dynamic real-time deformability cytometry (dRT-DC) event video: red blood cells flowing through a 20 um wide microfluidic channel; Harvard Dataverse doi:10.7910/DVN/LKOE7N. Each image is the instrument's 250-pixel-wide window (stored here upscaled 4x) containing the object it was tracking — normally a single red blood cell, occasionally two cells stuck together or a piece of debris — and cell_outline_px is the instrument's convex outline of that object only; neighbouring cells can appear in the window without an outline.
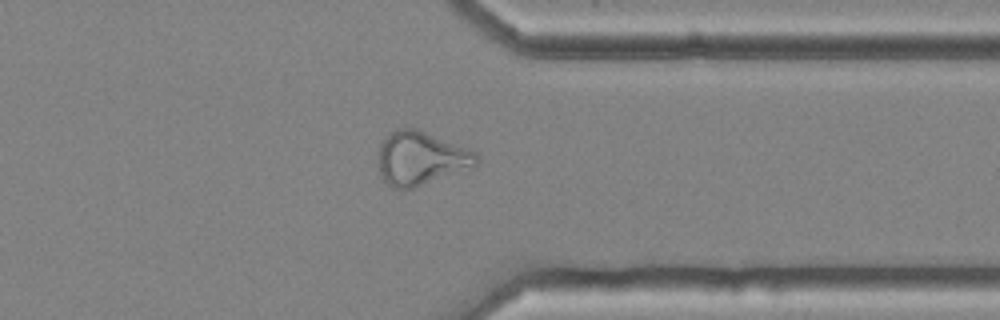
{"species": "common noctule bat (a hibernating species)", "species_latin": "Nyctalus noctula", "temperature_condition": "cold", "stored_images_in_passage": 43, "camera_frame_rate_fps": 3000, "um_per_image_px": 0.085, "animal": {"sex": "female", "body_mass_g": 25.1}, "frame": {"image": 1, "passage_image": 31, "time_ms": 10.0, "image_size_px": [1000, 320], "cell_outline_px": [[480, 164], [412, 188], [400, 192], [392, 188], [380, 176], [380, 144], [396, 128], [416, 128], [476, 152], [480, 156]], "centroid_in_image_um": [35.78, 13.47], "position_along_channel_um": 375.6, "area_um2": 30.35}}